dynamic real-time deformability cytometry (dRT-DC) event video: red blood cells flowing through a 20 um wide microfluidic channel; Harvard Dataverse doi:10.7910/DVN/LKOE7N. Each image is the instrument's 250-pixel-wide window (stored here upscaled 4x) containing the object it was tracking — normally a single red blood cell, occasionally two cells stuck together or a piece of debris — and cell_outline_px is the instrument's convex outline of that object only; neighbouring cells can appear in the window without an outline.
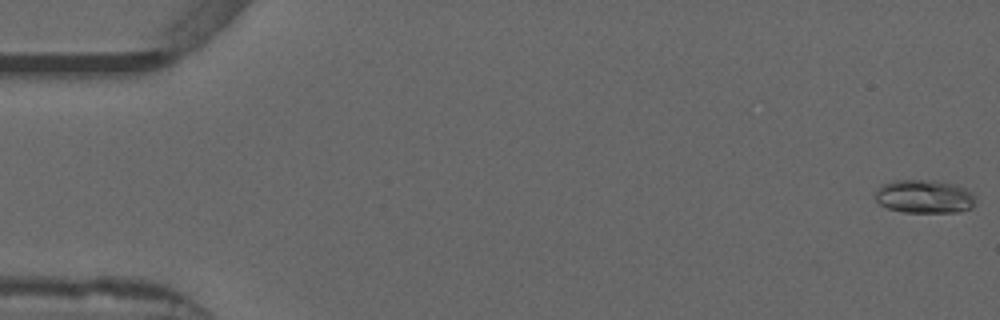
{"species": "common noctule bat (a hibernating species)", "species_latin": "Nyctalus noctula", "temperature_condition": "warm", "stored_images_in_passage": 53, "camera_frame_rate_fps": 3000, "um_per_image_px": 0.085, "animal": {"sex": "male", "forearm_length_mm": 52.5}, "frame": {"image": 1, "passage_image": 1, "time_ms": 0.0, "image_size_px": [1000, 320], "cell_outline_px": [[976, 200], [972, 208], [956, 212], [904, 212], [888, 208], [880, 204], [876, 200], [876, 192], [884, 184], [892, 180], [936, 180], [952, 184], [964, 188], [972, 192]], "centroid_in_image_um": [78.59, 16.7], "position_along_channel_um": 6.4, "area_um2": 19.42}}
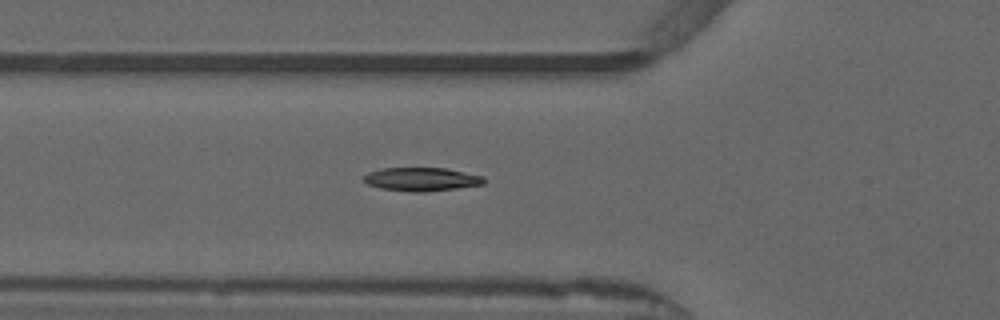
{"frame": {"image": 2, "passage_image": 19, "time_ms": 6.0, "image_size_px": [1000, 320], "cell_outline_px": [[484, 184], [456, 188], [424, 192], [412, 192], [380, 188], [368, 184], [364, 180], [364, 176], [368, 172], [380, 168], [448, 168], [484, 176]], "centroid_in_image_um": [35.83, 15.23], "position_along_channel_um": 90.0, "area_um2": 16.47}}
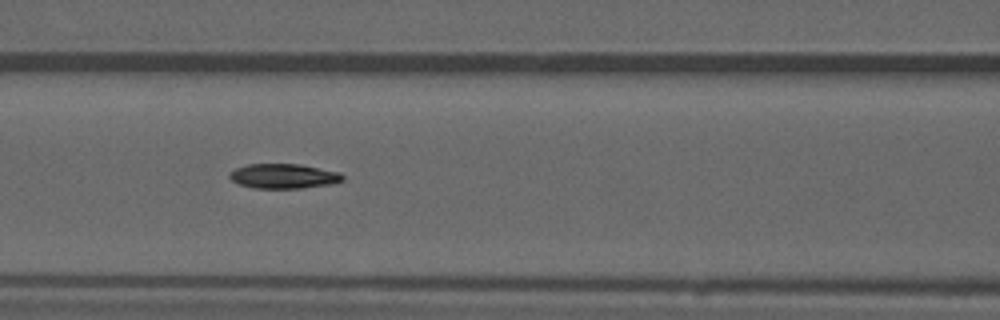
{"frame": {"image": 3, "passage_image": 23, "time_ms": 7.333, "image_size_px": [1000, 320], "cell_outline_px": [[344, 180], [332, 184], [300, 188], [252, 188], [240, 184], [232, 180], [228, 176], [228, 172], [236, 168], [248, 164], [300, 164], [340, 172], [344, 176]], "centroid_in_image_um": [24.11, 14.97], "position_along_channel_um": 142.5, "area_um2": 16.36}, "authors_computed_cell_mechanics": {"area_um2": 16.3574, "velocity_mm_per_s": 3.8938, "shape_relaxation_time_tau1_ms": 5.485, "shape_relaxation_time_tau2_ms": null, "deformation_change_tau1": 0.1479, "deformation_change_tau2": null}}